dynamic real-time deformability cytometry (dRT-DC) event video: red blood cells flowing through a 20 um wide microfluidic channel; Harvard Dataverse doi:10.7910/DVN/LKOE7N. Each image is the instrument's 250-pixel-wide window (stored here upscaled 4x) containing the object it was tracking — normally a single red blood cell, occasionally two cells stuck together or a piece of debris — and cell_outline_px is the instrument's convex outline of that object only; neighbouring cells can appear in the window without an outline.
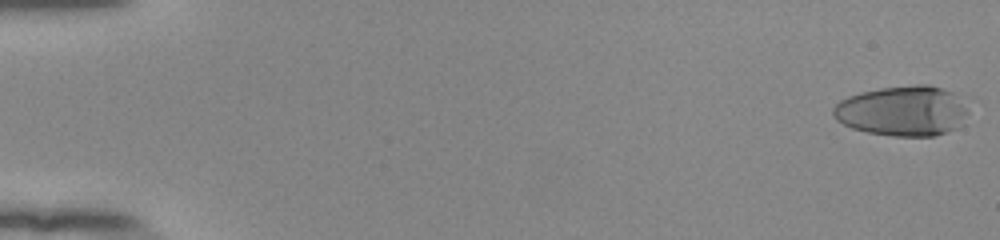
{"species": "human", "species_latin": "Homo sapiens", "temperature_condition": "room temperature", "stored_images_in_passage": 54, "camera_frame_rate_fps": 3000, "um_per_image_px": 0.085, "donor": {"sex": "female"}, "frame": {"image": 1, "passage_image": 1, "time_ms": 0.0, "image_size_px": [1000, 240], "cell_outline_px": [[968, 112], [956, 128], [936, 136], [892, 136], [868, 132], [852, 128], [836, 120], [832, 116], [832, 108], [840, 100], [848, 96], [860, 92], [880, 88], [916, 84], [928, 84], [952, 92]], "centroid_in_image_um": [76.64, 9.43], "position_along_channel_um": 8.4, "area_um2": 39.19}}
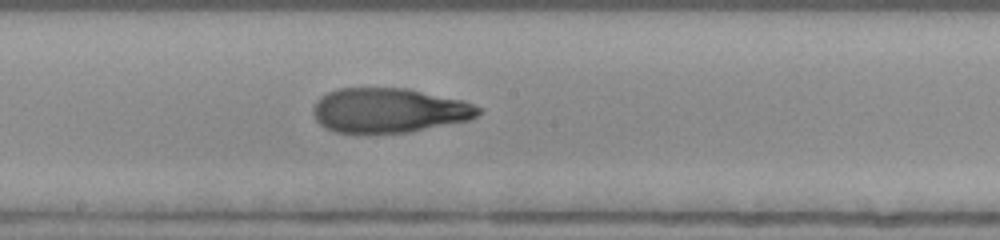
{"frame": {"image": 2, "passage_image": 31, "time_ms": 10.0, "image_size_px": [1000, 240], "cell_outline_px": [[480, 112], [476, 116], [468, 120], [408, 132], [336, 132], [324, 128], [316, 120], [312, 112], [312, 108], [316, 100], [320, 96], [328, 92], [340, 88], [408, 88], [464, 100], [480, 108]], "centroid_in_image_um": [33.03, 9.36], "position_along_channel_um": 215.2, "area_um2": 42.83}}
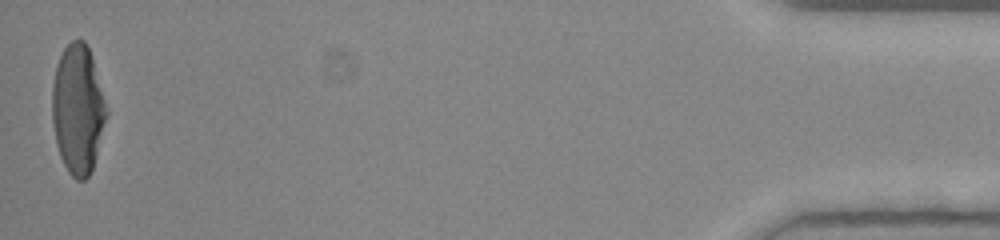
{"frame": {"image": 3, "passage_image": 54, "time_ms": 17.667, "image_size_px": [1000, 240], "cell_outline_px": [[108, 112], [92, 168], [88, 176], [84, 180], [76, 180], [68, 172], [60, 156], [56, 144], [52, 120], [52, 84], [56, 64], [64, 48], [72, 40], [84, 40], [92, 56]], "centroid_in_image_um": [6.6, 9.28], "position_along_channel_um": 428.6, "area_um2": 40.63}, "authors_computed_cell_mechanics": {"area_um2": 41.8761, "velocity_mm_per_s": 3.9003, "shape_relaxation_time_tau1_ms": 5.918, "shape_relaxation_time_tau2_ms": 1.3087, "deformation_change_tau1": 0.2682, "deformation_change_tau2": 0.0853}}